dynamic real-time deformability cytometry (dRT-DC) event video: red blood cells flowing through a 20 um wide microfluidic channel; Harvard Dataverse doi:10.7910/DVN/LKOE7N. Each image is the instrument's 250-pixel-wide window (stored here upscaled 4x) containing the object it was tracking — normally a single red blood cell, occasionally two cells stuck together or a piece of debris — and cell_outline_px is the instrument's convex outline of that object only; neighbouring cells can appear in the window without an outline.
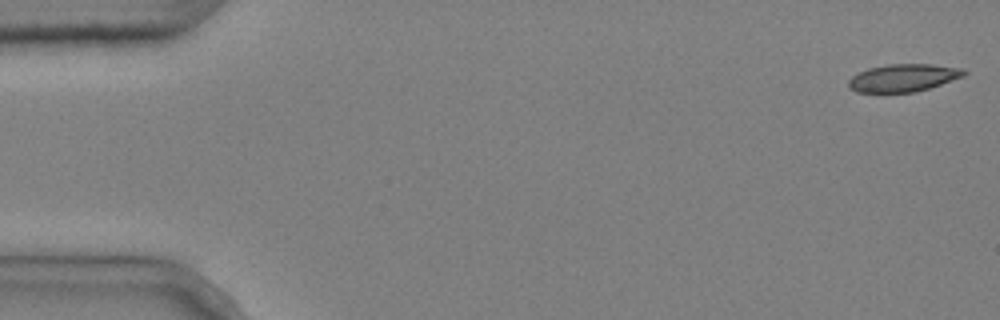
{"species": "common noctule bat (a hibernating species)", "species_latin": "Nyctalus noctula", "temperature_condition": "cold", "stored_images_in_passage": 4, "camera_frame_rate_fps": 3000, "um_per_image_px": 0.085, "animal": {"sex": "male", "body_mass_g": 20.4}, "frame": {"image": 1, "passage_image": 1, "time_ms": 0.0, "image_size_px": [1000, 320], "cell_outline_px": [[968, 72], [964, 76], [916, 92], [856, 92], [848, 88], [848, 80], [852, 76], [868, 68], [888, 64], [932, 64], [964, 68]], "centroid_in_image_um": [76.78, 6.61], "position_along_channel_um": 8.2, "area_um2": 18.61}}
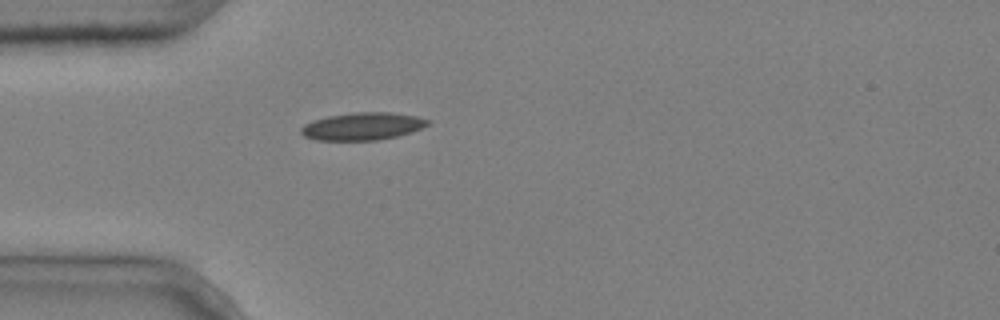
{"frame": {"image": 2, "passage_image": 4, "time_ms": 1.0, "image_size_px": [1000, 320], "cell_outline_px": [[432, 124], [396, 136], [376, 140], [316, 140], [304, 136], [300, 132], [300, 128], [304, 124], [312, 120], [328, 116], [352, 112], [392, 112], [416, 116], [432, 120]], "centroid_in_image_um": [30.81, 10.72], "position_along_channel_um": 54.2, "area_um2": 20.4}}